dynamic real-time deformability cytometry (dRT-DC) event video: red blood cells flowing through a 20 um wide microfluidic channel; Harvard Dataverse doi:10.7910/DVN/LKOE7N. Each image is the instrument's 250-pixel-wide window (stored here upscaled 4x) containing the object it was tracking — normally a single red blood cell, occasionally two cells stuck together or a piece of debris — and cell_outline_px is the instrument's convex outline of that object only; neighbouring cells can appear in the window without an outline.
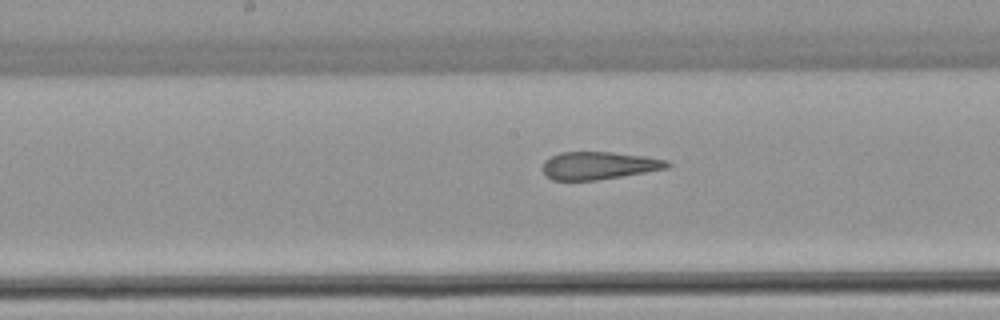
{"species": "common noctule bat (a hibernating species)", "species_latin": "Nyctalus noctula", "temperature_condition": "warm", "stored_images_in_passage": 24, "camera_frame_rate_fps": 3000, "um_per_image_px": 0.085, "animal": {"sex": "female", "body_mass_g": 22.7, "forearm_length_mm": 54.2}, "frame": {"image": 1, "passage_image": 11, "time_ms": 3.333, "image_size_px": [1000, 320], "cell_outline_px": [[672, 164], [668, 168], [596, 180], [552, 180], [544, 172], [544, 160], [560, 152], [612, 152], [644, 156], [668, 160]], "centroid_in_image_um": [50.92, 14.06], "position_along_channel_um": 197.3, "area_um2": 19.88}}